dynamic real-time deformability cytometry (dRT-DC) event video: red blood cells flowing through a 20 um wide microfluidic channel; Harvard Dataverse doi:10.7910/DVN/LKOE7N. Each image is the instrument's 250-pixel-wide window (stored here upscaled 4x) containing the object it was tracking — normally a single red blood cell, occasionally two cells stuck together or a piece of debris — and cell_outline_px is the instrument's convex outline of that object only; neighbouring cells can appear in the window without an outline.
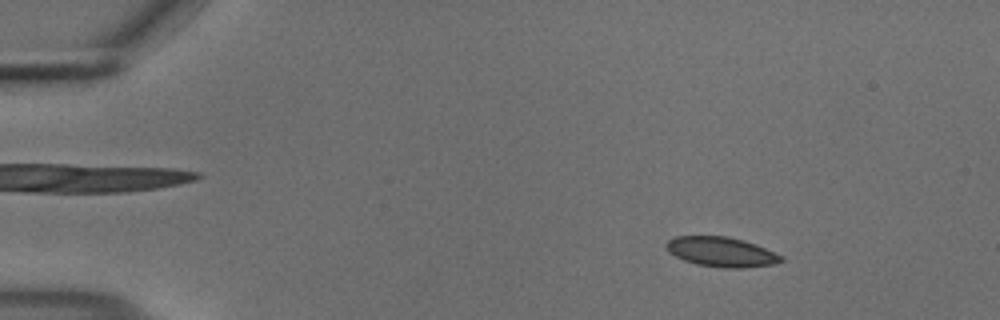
{"species": "common noctule bat (a hibernating species)", "species_latin": "Nyctalus noctula", "temperature_condition": "cold", "stored_images_in_passage": 55, "camera_frame_rate_fps": 3000, "um_per_image_px": 0.085, "animal": {"sex": "male", "body_mass_g": 18.8}, "frame": {"image": 1, "passage_image": 8, "time_ms": 2.333, "image_size_px": [1000, 320], "cell_outline_px": [[784, 260], [772, 264], [744, 268], [724, 268], [696, 264], [684, 260], [668, 252], [664, 244], [668, 240], [676, 236], [728, 236], [744, 240], [756, 244], [784, 256]], "centroid_in_image_um": [61.31, 21.4], "position_along_channel_um": 23.7, "area_um2": 20.06}}
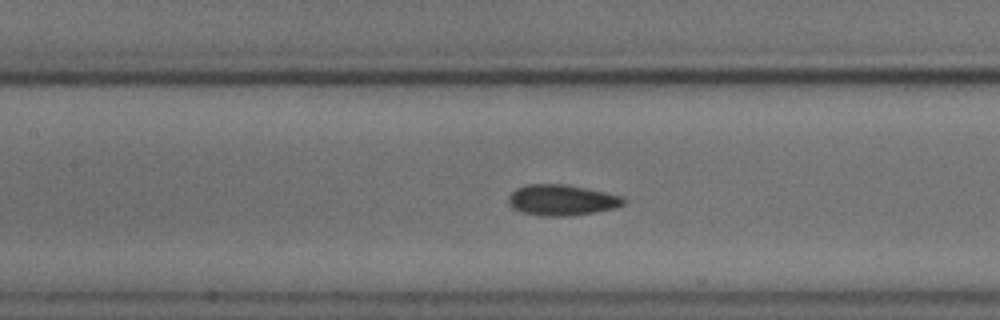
{"frame": {"image": 2, "passage_image": 26, "time_ms": 8.333, "image_size_px": [1000, 320], "cell_outline_px": [[628, 200], [624, 204], [616, 208], [568, 216], [544, 216], [524, 212], [512, 208], [508, 204], [508, 196], [516, 188], [528, 184], [564, 184], [588, 188], [620, 196]], "centroid_in_image_um": [47.74, 17.0], "position_along_channel_um": 159.7, "area_um2": 20.63}}
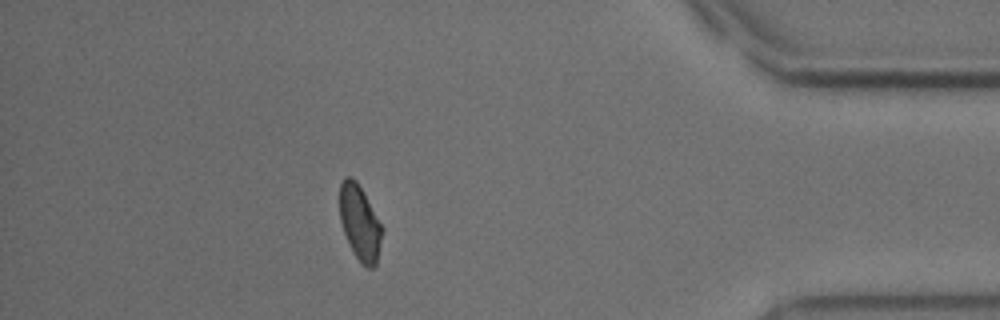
{"frame": {"image": 3, "passage_image": 49, "time_ms": 16.0, "image_size_px": [1000, 320], "cell_outline_px": [[384, 232], [376, 264], [372, 268], [368, 268], [360, 264], [344, 232], [340, 220], [340, 184], [344, 176], [352, 176], [356, 180], [384, 228]], "centroid_in_image_um": [30.61, 18.93], "position_along_channel_um": 404.6, "area_um2": 18.55}, "authors_computed_cell_mechanics": {"area_um2": 19.941, "velocity_mm_per_s": 3.687, "shape_relaxation_time_tau1_ms": 6.3344, "shape_relaxation_time_tau2_ms": 3.3065, "deformation_change_tau1": 0.1076, "deformation_change_tau2": 0.0524}}